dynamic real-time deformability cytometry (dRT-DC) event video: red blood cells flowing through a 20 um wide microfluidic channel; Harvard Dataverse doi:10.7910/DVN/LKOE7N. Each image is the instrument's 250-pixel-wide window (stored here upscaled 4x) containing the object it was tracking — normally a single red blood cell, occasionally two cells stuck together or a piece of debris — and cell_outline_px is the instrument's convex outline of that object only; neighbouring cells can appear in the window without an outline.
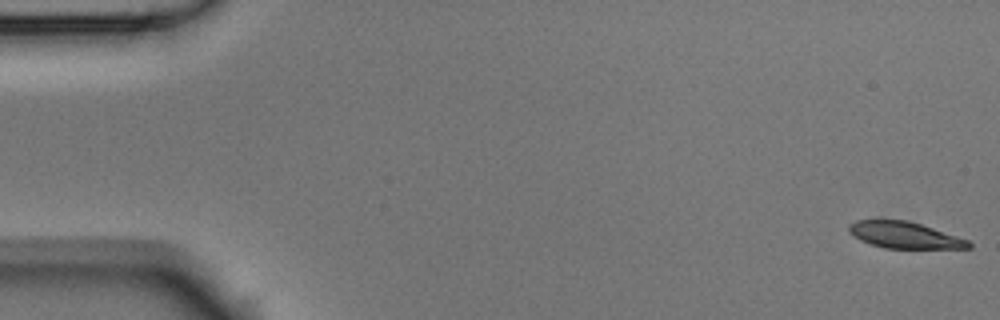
{"species": "Egyptian fruit bat (a non-hibernating species)", "species_latin": "Rousettus aegyptiacus", "temperature_condition": "room temperature", "stored_images_in_passage": 5, "camera_frame_rate_fps": 3000, "um_per_image_px": 0.085, "animal": {"sex": "male"}, "frame": {"image": 1, "passage_image": 1, "time_ms": 0.0, "image_size_px": [1000, 320], "cell_outline_px": [[972, 248], [884, 248], [860, 240], [848, 232], [848, 224], [856, 220], [908, 220], [968, 240], [972, 244]], "centroid_in_image_um": [76.85, 19.98], "position_along_channel_um": 8.2, "area_um2": 18.26}}
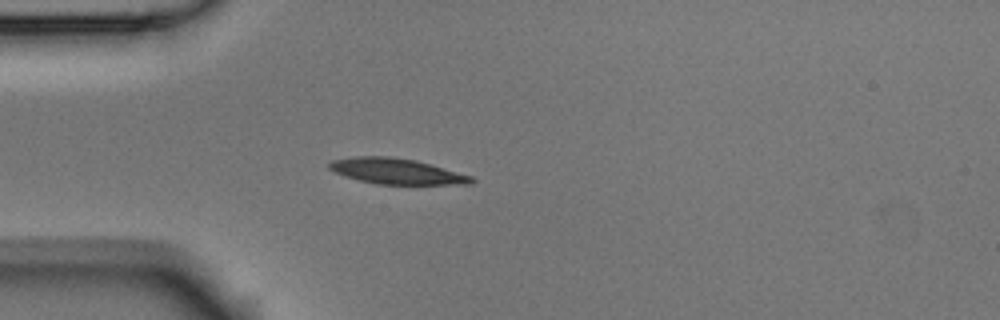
{"frame": {"image": 2, "passage_image": 5, "time_ms": 1.333, "image_size_px": [1000, 320], "cell_outline_px": [[476, 180], [472, 184], [376, 184], [344, 176], [328, 168], [328, 164], [332, 160], [356, 156], [388, 156], [416, 160], [472, 176]], "centroid_in_image_um": [33.71, 14.55], "position_along_channel_um": 51.3, "area_um2": 21.15}}